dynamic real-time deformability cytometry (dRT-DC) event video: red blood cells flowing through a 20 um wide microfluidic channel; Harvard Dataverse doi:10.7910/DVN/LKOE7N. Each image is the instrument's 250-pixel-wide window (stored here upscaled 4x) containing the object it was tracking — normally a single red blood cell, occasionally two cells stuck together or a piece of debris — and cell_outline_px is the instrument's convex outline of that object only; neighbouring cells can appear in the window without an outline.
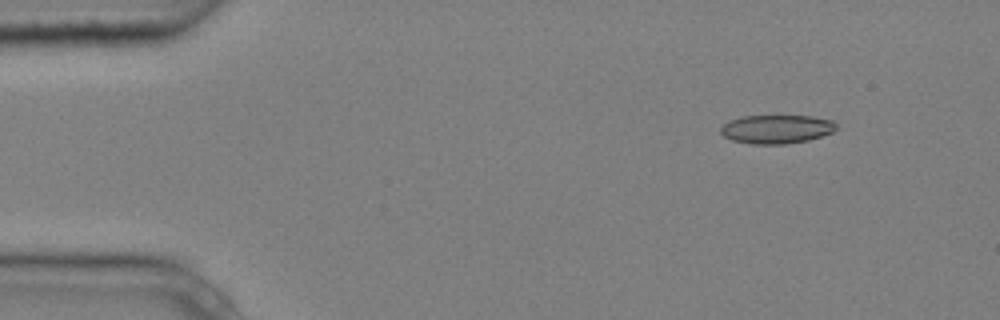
{"species": "common noctule bat (a hibernating species)", "species_latin": "Nyctalus noctula", "temperature_condition": "cold", "stored_images_in_passage": 4, "camera_frame_rate_fps": 3000, "um_per_image_px": 0.085, "animal": {"sex": "male", "body_mass_g": 20.4}, "frame": {"image": 1, "passage_image": 2, "time_ms": 0.333, "image_size_px": [1000, 320], "cell_outline_px": [[836, 128], [832, 132], [808, 140], [784, 144], [752, 144], [732, 140], [724, 136], [720, 132], [720, 128], [728, 120], [744, 116], [812, 116], [832, 120], [836, 124]], "centroid_in_image_um": [65.98, 10.97], "position_along_channel_um": 19.0, "area_um2": 19.25}}